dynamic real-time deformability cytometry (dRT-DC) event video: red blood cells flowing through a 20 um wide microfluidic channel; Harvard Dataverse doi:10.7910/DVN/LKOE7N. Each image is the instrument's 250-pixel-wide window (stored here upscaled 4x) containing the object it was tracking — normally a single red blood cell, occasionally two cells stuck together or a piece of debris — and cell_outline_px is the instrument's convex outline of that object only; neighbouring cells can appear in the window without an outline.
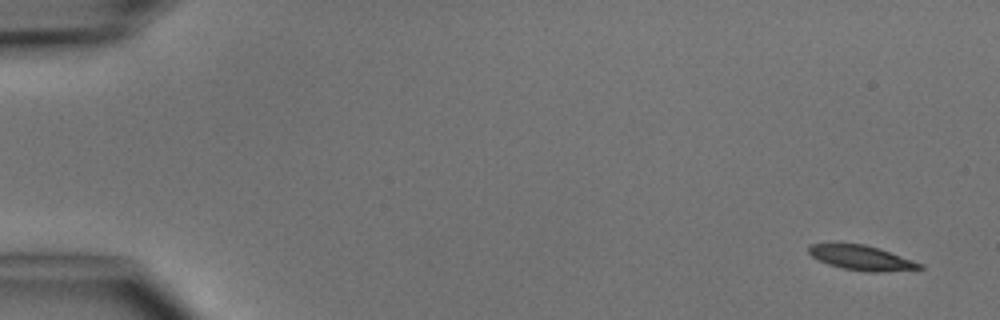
{"species": "common noctule bat (a hibernating species)", "species_latin": "Nyctalus noctula", "temperature_condition": "cold", "stored_images_in_passage": 4, "camera_frame_rate_fps": 3000, "um_per_image_px": 0.085, "animal": {"sex": "male", "body_mass_g": 15.6}, "frame": {"image": 1, "passage_image": 1, "time_ms": 0.0, "image_size_px": [1000, 320], "cell_outline_px": [[924, 268], [880, 272], [872, 272], [844, 268], [828, 264], [812, 256], [808, 252], [808, 244], [864, 244], [880, 248], [924, 264]], "centroid_in_image_um": [73.26, 21.91], "position_along_channel_um": 11.7, "area_um2": 15.78}}
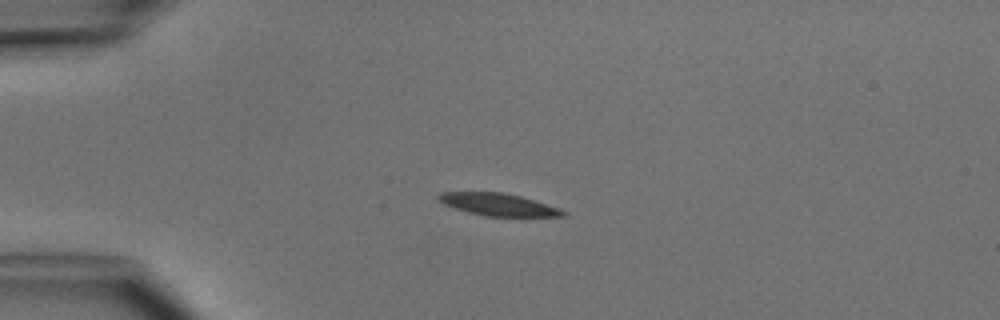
{"frame": {"image": 2, "passage_image": 4, "time_ms": 3.333, "image_size_px": [1000, 320], "cell_outline_px": [[568, 212], [564, 216], [484, 216], [468, 212], [444, 204], [436, 200], [436, 196], [440, 192], [504, 192], [520, 196], [560, 208]], "centroid_in_image_um": [42.33, 17.38], "position_along_channel_um": 42.7, "area_um2": 16.18}}